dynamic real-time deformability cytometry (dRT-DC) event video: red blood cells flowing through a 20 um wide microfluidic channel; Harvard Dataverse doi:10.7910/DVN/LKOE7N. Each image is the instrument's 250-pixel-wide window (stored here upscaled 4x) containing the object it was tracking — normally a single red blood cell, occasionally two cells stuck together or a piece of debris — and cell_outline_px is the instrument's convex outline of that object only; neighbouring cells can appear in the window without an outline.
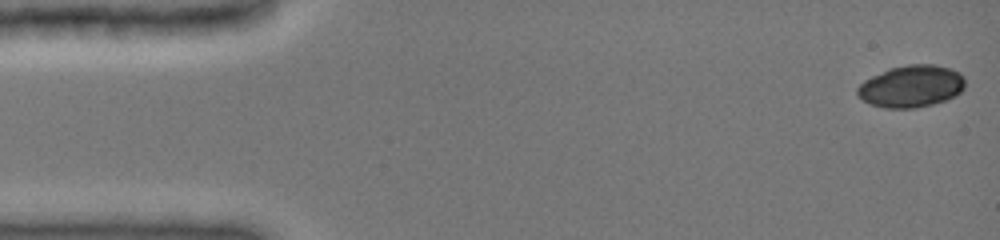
{"species": "common noctule bat (a hibernating species)", "species_latin": "Nyctalus noctula", "temperature_condition": "cold", "stored_images_in_passage": 47, "camera_frame_rate_fps": 3000, "um_per_image_px": 0.085, "animal": {"sex": "female", "body_mass_g": 19.0, "forearm_length_mm": 51.5}, "frame": {"image": 1, "passage_image": 1, "time_ms": 0.0, "image_size_px": [1000, 240], "cell_outline_px": [[964, 88], [960, 92], [944, 100], [932, 104], [916, 108], [884, 108], [872, 104], [864, 100], [856, 92], [856, 88], [864, 80], [888, 68], [908, 64], [936, 64], [960, 72], [964, 76]], "centroid_in_image_um": [77.45, 7.32], "position_along_channel_um": 7.5, "area_um2": 26.3}}
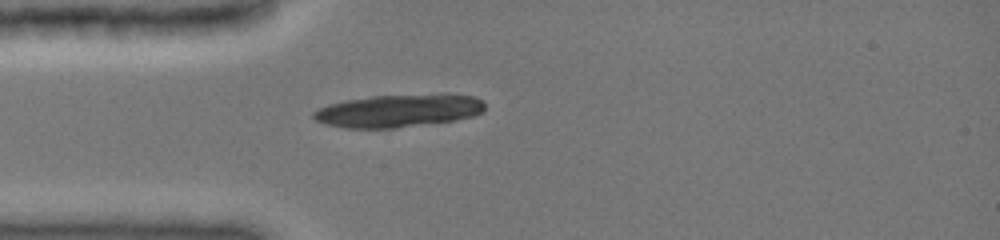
{"frame": {"image": 2, "passage_image": 13, "time_ms": 4.0, "image_size_px": [1000, 240], "cell_outline_px": [[484, 112], [472, 116], [452, 120], [396, 128], [344, 128], [328, 124], [316, 120], [312, 116], [312, 112], [316, 108], [328, 104], [344, 100], [372, 96], [444, 92], [476, 96], [484, 100]], "centroid_in_image_um": [33.91, 9.37], "position_along_channel_um": 51.1, "area_um2": 33.47}}